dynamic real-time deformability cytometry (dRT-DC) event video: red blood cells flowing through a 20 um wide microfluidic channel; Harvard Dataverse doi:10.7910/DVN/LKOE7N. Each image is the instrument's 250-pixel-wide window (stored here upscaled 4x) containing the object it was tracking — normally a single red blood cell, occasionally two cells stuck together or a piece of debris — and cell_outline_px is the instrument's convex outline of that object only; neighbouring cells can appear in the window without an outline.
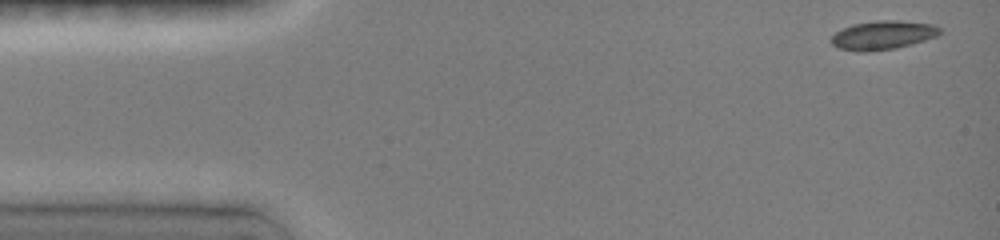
{"species": "common noctule bat (a hibernating species)", "species_latin": "Nyctalus noctula", "temperature_condition": "room temperature", "stored_images_in_passage": 24, "camera_frame_rate_fps": 3000, "um_per_image_px": 0.085, "animal": {"sex": "female", "body_mass_g": 19.0, "forearm_length_mm": 51.5}, "frame": {"image": 1, "passage_image": 1, "time_ms": 0.0, "image_size_px": [1000, 240], "cell_outline_px": [[940, 32], [936, 36], [912, 44], [896, 48], [868, 52], [856, 52], [836, 48], [832, 44], [832, 36], [836, 32], [852, 24], [880, 20], [896, 20], [932, 24], [940, 28]], "centroid_in_image_um": [75.01, 3.0], "position_along_channel_um": 10.0, "area_um2": 18.21}}
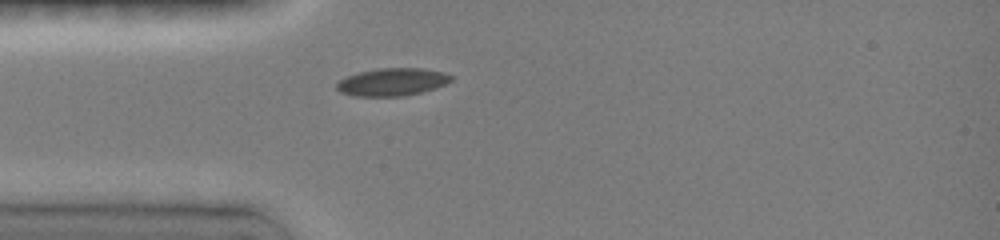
{"frame": {"image": 2, "passage_image": 10, "time_ms": 3.667, "image_size_px": [1000, 240], "cell_outline_px": [[452, 80], [444, 84], [420, 92], [404, 96], [356, 96], [340, 92], [336, 88], [336, 84], [340, 80], [348, 76], [360, 72], [376, 68], [420, 68], [440, 72], [452, 76]], "centroid_in_image_um": [33.29, 6.97], "position_along_channel_um": 51.7, "area_um2": 18.09}}
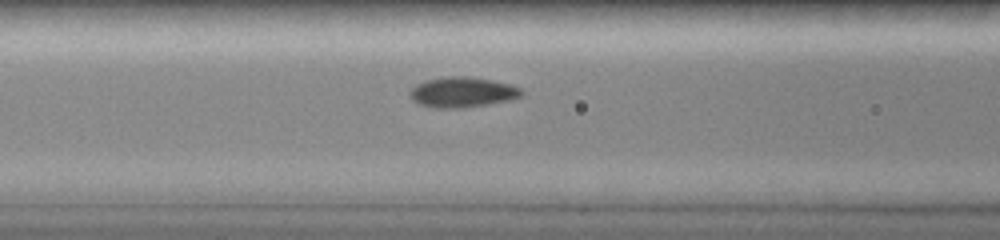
{"frame": {"image": 3, "passage_image": 15, "time_ms": 5.667, "image_size_px": [1000, 240], "cell_outline_px": [[520, 96], [508, 100], [488, 104], [460, 108], [432, 108], [420, 104], [412, 100], [412, 88], [416, 84], [428, 80], [444, 76], [468, 76], [492, 80], [508, 84], [520, 88]], "centroid_in_image_um": [39.27, 7.83], "position_along_channel_um": 127.3, "area_um2": 19.36}}